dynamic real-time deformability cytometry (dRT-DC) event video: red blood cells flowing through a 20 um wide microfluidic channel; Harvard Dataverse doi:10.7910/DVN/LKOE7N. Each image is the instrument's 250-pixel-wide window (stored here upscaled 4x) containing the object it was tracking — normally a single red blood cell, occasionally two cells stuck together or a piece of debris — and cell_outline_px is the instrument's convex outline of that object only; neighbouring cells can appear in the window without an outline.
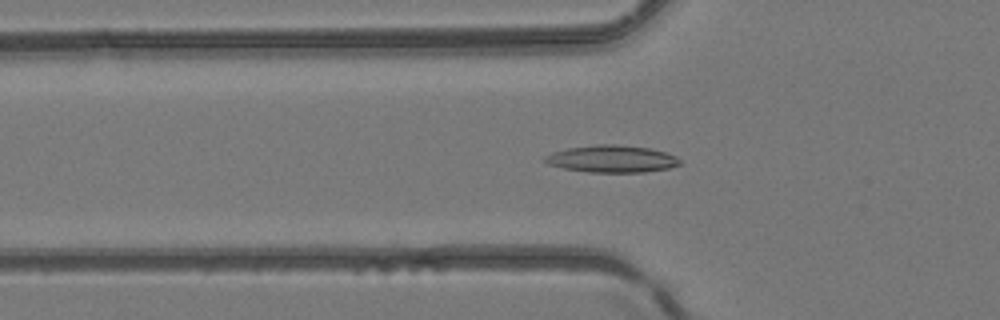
{"species": "common noctule bat (a hibernating species)", "species_latin": "Nyctalus noctula", "temperature_condition": "room temperature", "stored_images_in_passage": 50, "segment_of_instrument_passage": [1, 2], "camera_frame_rate_fps": 3000, "um_per_image_px": 0.085, "animal": {"sex": "female", "body_mass_g": 24.6, "forearm_length_mm": 56.2}, "frame": {"image": 1, "passage_image": 17, "time_ms": 5.333, "image_size_px": [1000, 320], "cell_outline_px": [[680, 164], [668, 168], [644, 172], [588, 172], [564, 168], [548, 164], [544, 160], [544, 156], [552, 152], [568, 148], [596, 144], [616, 144], [648, 148], [664, 152], [676, 156], [680, 160]], "centroid_in_image_um": [51.98, 13.5], "position_along_channel_um": 73.8, "area_um2": 21.21}}
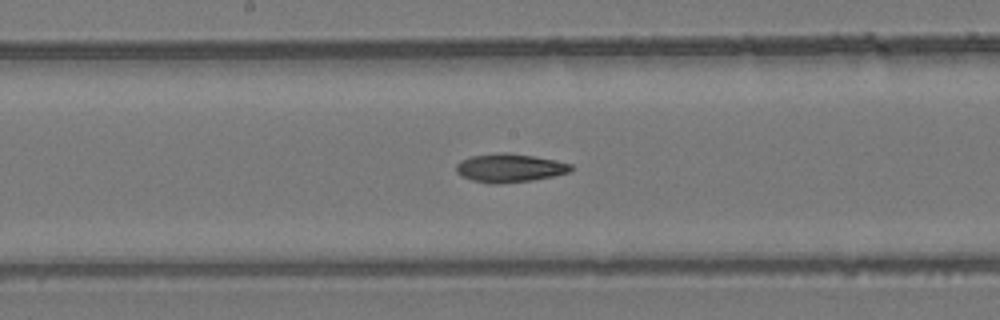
{"frame": {"image": 2, "passage_image": 26, "time_ms": 8.333, "image_size_px": [1000, 320], "cell_outline_px": [[572, 168], [568, 172], [552, 176], [532, 180], [500, 184], [488, 184], [472, 180], [460, 176], [456, 172], [456, 164], [460, 160], [468, 156], [500, 152], [508, 152], [556, 160], [572, 164]], "centroid_in_image_um": [43.25, 14.27], "position_along_channel_um": 204.9, "area_um2": 19.25}}
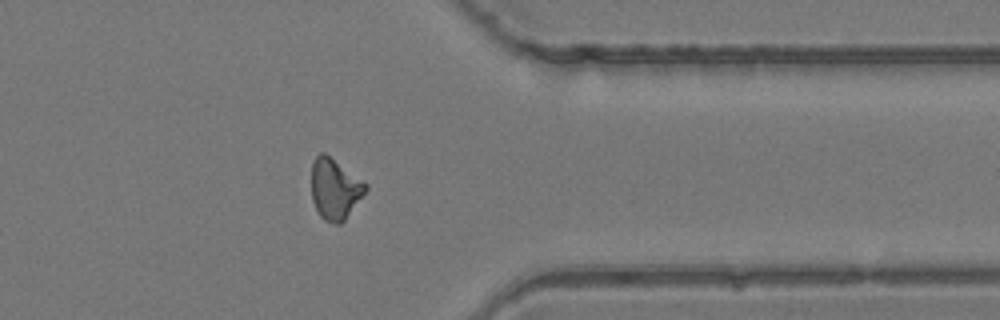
{"frame": {"image": 3, "passage_image": 39, "time_ms": 12.667, "image_size_px": [1000, 320], "cell_outline_px": [[368, 188], [344, 220], [340, 224], [336, 224], [324, 220], [320, 216], [312, 200], [312, 160], [320, 152], [324, 152], [364, 180], [368, 184]], "centroid_in_image_um": [28.46, 16.03], "position_along_channel_um": 382.9, "area_um2": 19.19}}